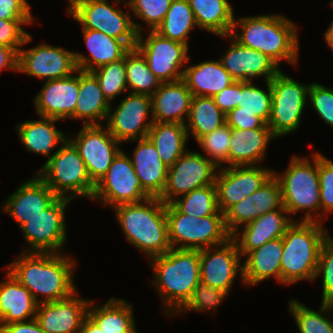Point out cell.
Instances as JSON below:
<instances>
[{
    "instance_id": "obj_1",
    "label": "cell",
    "mask_w": 333,
    "mask_h": 333,
    "mask_svg": "<svg viewBox=\"0 0 333 333\" xmlns=\"http://www.w3.org/2000/svg\"><path fill=\"white\" fill-rule=\"evenodd\" d=\"M65 254L22 252L6 270L30 291L37 303L62 300L78 291L73 281L77 263ZM41 294L44 297L39 299Z\"/></svg>"
},
{
    "instance_id": "obj_2",
    "label": "cell",
    "mask_w": 333,
    "mask_h": 333,
    "mask_svg": "<svg viewBox=\"0 0 333 333\" xmlns=\"http://www.w3.org/2000/svg\"><path fill=\"white\" fill-rule=\"evenodd\" d=\"M241 28L239 34L237 28ZM298 29L283 15H256L235 19L230 35L241 45L260 51L279 67L281 61L297 65L299 57Z\"/></svg>"
},
{
    "instance_id": "obj_3",
    "label": "cell",
    "mask_w": 333,
    "mask_h": 333,
    "mask_svg": "<svg viewBox=\"0 0 333 333\" xmlns=\"http://www.w3.org/2000/svg\"><path fill=\"white\" fill-rule=\"evenodd\" d=\"M148 261L155 276L152 284L161 297L164 313L174 317L200 282V250L171 248Z\"/></svg>"
},
{
    "instance_id": "obj_4",
    "label": "cell",
    "mask_w": 333,
    "mask_h": 333,
    "mask_svg": "<svg viewBox=\"0 0 333 333\" xmlns=\"http://www.w3.org/2000/svg\"><path fill=\"white\" fill-rule=\"evenodd\" d=\"M126 240L140 249L147 259L171 249L166 219V204L158 197L113 208Z\"/></svg>"
},
{
    "instance_id": "obj_5",
    "label": "cell",
    "mask_w": 333,
    "mask_h": 333,
    "mask_svg": "<svg viewBox=\"0 0 333 333\" xmlns=\"http://www.w3.org/2000/svg\"><path fill=\"white\" fill-rule=\"evenodd\" d=\"M330 235L321 222L294 221L283 235L281 285L315 281L324 240Z\"/></svg>"
},
{
    "instance_id": "obj_6",
    "label": "cell",
    "mask_w": 333,
    "mask_h": 333,
    "mask_svg": "<svg viewBox=\"0 0 333 333\" xmlns=\"http://www.w3.org/2000/svg\"><path fill=\"white\" fill-rule=\"evenodd\" d=\"M274 176L280 182L283 206L289 215L304 211L301 221H321L318 152L314 151L311 159L293 155L288 168L282 174L274 170Z\"/></svg>"
},
{
    "instance_id": "obj_7",
    "label": "cell",
    "mask_w": 333,
    "mask_h": 333,
    "mask_svg": "<svg viewBox=\"0 0 333 333\" xmlns=\"http://www.w3.org/2000/svg\"><path fill=\"white\" fill-rule=\"evenodd\" d=\"M126 0H124V3ZM69 0L66 12L79 22L82 28L98 30L124 41L131 49L137 44L138 34L143 32V24L135 22L132 16L117 6L122 0Z\"/></svg>"
},
{
    "instance_id": "obj_8",
    "label": "cell",
    "mask_w": 333,
    "mask_h": 333,
    "mask_svg": "<svg viewBox=\"0 0 333 333\" xmlns=\"http://www.w3.org/2000/svg\"><path fill=\"white\" fill-rule=\"evenodd\" d=\"M35 173L58 197L73 200L83 196L92 199L95 184L91 181L79 152L68 139Z\"/></svg>"
},
{
    "instance_id": "obj_9",
    "label": "cell",
    "mask_w": 333,
    "mask_h": 333,
    "mask_svg": "<svg viewBox=\"0 0 333 333\" xmlns=\"http://www.w3.org/2000/svg\"><path fill=\"white\" fill-rule=\"evenodd\" d=\"M166 219L171 248L202 250L222 245L231 238L224 215L197 218L181 213L169 203L166 204Z\"/></svg>"
},
{
    "instance_id": "obj_10",
    "label": "cell",
    "mask_w": 333,
    "mask_h": 333,
    "mask_svg": "<svg viewBox=\"0 0 333 333\" xmlns=\"http://www.w3.org/2000/svg\"><path fill=\"white\" fill-rule=\"evenodd\" d=\"M271 116L267 123L278 138L299 129L310 84H302L280 70L271 80Z\"/></svg>"
},
{
    "instance_id": "obj_11",
    "label": "cell",
    "mask_w": 333,
    "mask_h": 333,
    "mask_svg": "<svg viewBox=\"0 0 333 333\" xmlns=\"http://www.w3.org/2000/svg\"><path fill=\"white\" fill-rule=\"evenodd\" d=\"M150 197L140 184L131 158L121 150L106 174L95 185L91 200L114 208L122 204L138 203Z\"/></svg>"
},
{
    "instance_id": "obj_12",
    "label": "cell",
    "mask_w": 333,
    "mask_h": 333,
    "mask_svg": "<svg viewBox=\"0 0 333 333\" xmlns=\"http://www.w3.org/2000/svg\"><path fill=\"white\" fill-rule=\"evenodd\" d=\"M72 199L58 197L39 215L29 219L20 229L29 244L23 252L63 253L66 245L67 226L65 209Z\"/></svg>"
},
{
    "instance_id": "obj_13",
    "label": "cell",
    "mask_w": 333,
    "mask_h": 333,
    "mask_svg": "<svg viewBox=\"0 0 333 333\" xmlns=\"http://www.w3.org/2000/svg\"><path fill=\"white\" fill-rule=\"evenodd\" d=\"M148 32L147 38L142 36V32L138 34L135 48L145 57L149 69L161 83L183 79L184 66L190 61L189 48L161 36L155 30Z\"/></svg>"
},
{
    "instance_id": "obj_14",
    "label": "cell",
    "mask_w": 333,
    "mask_h": 333,
    "mask_svg": "<svg viewBox=\"0 0 333 333\" xmlns=\"http://www.w3.org/2000/svg\"><path fill=\"white\" fill-rule=\"evenodd\" d=\"M218 169L203 154L187 150L169 167L164 191L158 198L169 204L194 189L214 184Z\"/></svg>"
},
{
    "instance_id": "obj_15",
    "label": "cell",
    "mask_w": 333,
    "mask_h": 333,
    "mask_svg": "<svg viewBox=\"0 0 333 333\" xmlns=\"http://www.w3.org/2000/svg\"><path fill=\"white\" fill-rule=\"evenodd\" d=\"M152 116L151 96L129 92L115 109L110 105L106 127L120 144L130 142L148 136Z\"/></svg>"
},
{
    "instance_id": "obj_16",
    "label": "cell",
    "mask_w": 333,
    "mask_h": 333,
    "mask_svg": "<svg viewBox=\"0 0 333 333\" xmlns=\"http://www.w3.org/2000/svg\"><path fill=\"white\" fill-rule=\"evenodd\" d=\"M85 162L91 181L96 185L106 174L116 155L119 142L103 125L84 126L74 138L68 139Z\"/></svg>"
},
{
    "instance_id": "obj_17",
    "label": "cell",
    "mask_w": 333,
    "mask_h": 333,
    "mask_svg": "<svg viewBox=\"0 0 333 333\" xmlns=\"http://www.w3.org/2000/svg\"><path fill=\"white\" fill-rule=\"evenodd\" d=\"M75 51L40 43L30 48H20L18 53V72L45 81L65 78L77 73Z\"/></svg>"
},
{
    "instance_id": "obj_18",
    "label": "cell",
    "mask_w": 333,
    "mask_h": 333,
    "mask_svg": "<svg viewBox=\"0 0 333 333\" xmlns=\"http://www.w3.org/2000/svg\"><path fill=\"white\" fill-rule=\"evenodd\" d=\"M215 179L219 211L225 213L231 206L262 187L274 174L270 168L256 166L219 167Z\"/></svg>"
},
{
    "instance_id": "obj_19",
    "label": "cell",
    "mask_w": 333,
    "mask_h": 333,
    "mask_svg": "<svg viewBox=\"0 0 333 333\" xmlns=\"http://www.w3.org/2000/svg\"><path fill=\"white\" fill-rule=\"evenodd\" d=\"M241 258L232 238L216 248L214 246L200 250V281L229 295L238 273L242 284L244 283Z\"/></svg>"
},
{
    "instance_id": "obj_20",
    "label": "cell",
    "mask_w": 333,
    "mask_h": 333,
    "mask_svg": "<svg viewBox=\"0 0 333 333\" xmlns=\"http://www.w3.org/2000/svg\"><path fill=\"white\" fill-rule=\"evenodd\" d=\"M219 37L231 40L219 60L234 81L247 82L263 76L265 81H270L281 70L267 55L241 45L230 34Z\"/></svg>"
},
{
    "instance_id": "obj_21",
    "label": "cell",
    "mask_w": 333,
    "mask_h": 333,
    "mask_svg": "<svg viewBox=\"0 0 333 333\" xmlns=\"http://www.w3.org/2000/svg\"><path fill=\"white\" fill-rule=\"evenodd\" d=\"M282 207L281 185L273 174L257 191L234 204L224 213L226 229L232 235L240 230L241 226Z\"/></svg>"
},
{
    "instance_id": "obj_22",
    "label": "cell",
    "mask_w": 333,
    "mask_h": 333,
    "mask_svg": "<svg viewBox=\"0 0 333 333\" xmlns=\"http://www.w3.org/2000/svg\"><path fill=\"white\" fill-rule=\"evenodd\" d=\"M77 291L68 298L38 303L35 319L44 333H78L88 316L90 300L77 297Z\"/></svg>"
},
{
    "instance_id": "obj_23",
    "label": "cell",
    "mask_w": 333,
    "mask_h": 333,
    "mask_svg": "<svg viewBox=\"0 0 333 333\" xmlns=\"http://www.w3.org/2000/svg\"><path fill=\"white\" fill-rule=\"evenodd\" d=\"M34 99L38 116L73 120L79 93V69L77 74L45 81Z\"/></svg>"
},
{
    "instance_id": "obj_24",
    "label": "cell",
    "mask_w": 333,
    "mask_h": 333,
    "mask_svg": "<svg viewBox=\"0 0 333 333\" xmlns=\"http://www.w3.org/2000/svg\"><path fill=\"white\" fill-rule=\"evenodd\" d=\"M58 196L35 173L17 188L1 205L2 211L10 215L20 226L48 208Z\"/></svg>"
},
{
    "instance_id": "obj_25",
    "label": "cell",
    "mask_w": 333,
    "mask_h": 333,
    "mask_svg": "<svg viewBox=\"0 0 333 333\" xmlns=\"http://www.w3.org/2000/svg\"><path fill=\"white\" fill-rule=\"evenodd\" d=\"M289 216L287 209L283 206L243 225L241 232L239 230L234 232L231 238L236 242L241 256L245 257L264 243L283 237L287 228L294 222V219Z\"/></svg>"
},
{
    "instance_id": "obj_26",
    "label": "cell",
    "mask_w": 333,
    "mask_h": 333,
    "mask_svg": "<svg viewBox=\"0 0 333 333\" xmlns=\"http://www.w3.org/2000/svg\"><path fill=\"white\" fill-rule=\"evenodd\" d=\"M192 93L183 79L161 83L151 95L154 122L186 123Z\"/></svg>"
},
{
    "instance_id": "obj_27",
    "label": "cell",
    "mask_w": 333,
    "mask_h": 333,
    "mask_svg": "<svg viewBox=\"0 0 333 333\" xmlns=\"http://www.w3.org/2000/svg\"><path fill=\"white\" fill-rule=\"evenodd\" d=\"M130 142H137L130 158L142 188L151 197H159L164 191L169 168L148 137Z\"/></svg>"
},
{
    "instance_id": "obj_28",
    "label": "cell",
    "mask_w": 333,
    "mask_h": 333,
    "mask_svg": "<svg viewBox=\"0 0 333 333\" xmlns=\"http://www.w3.org/2000/svg\"><path fill=\"white\" fill-rule=\"evenodd\" d=\"M82 36L90 57L74 52L78 69L91 72L101 66L125 57L131 48L122 40L110 37L98 30L82 28Z\"/></svg>"
},
{
    "instance_id": "obj_29",
    "label": "cell",
    "mask_w": 333,
    "mask_h": 333,
    "mask_svg": "<svg viewBox=\"0 0 333 333\" xmlns=\"http://www.w3.org/2000/svg\"><path fill=\"white\" fill-rule=\"evenodd\" d=\"M275 138L270 128L232 129L229 167L256 166L265 159L267 146Z\"/></svg>"
},
{
    "instance_id": "obj_30",
    "label": "cell",
    "mask_w": 333,
    "mask_h": 333,
    "mask_svg": "<svg viewBox=\"0 0 333 333\" xmlns=\"http://www.w3.org/2000/svg\"><path fill=\"white\" fill-rule=\"evenodd\" d=\"M282 237L268 241L250 251L243 262V282L253 286L273 277L281 284Z\"/></svg>"
},
{
    "instance_id": "obj_31",
    "label": "cell",
    "mask_w": 333,
    "mask_h": 333,
    "mask_svg": "<svg viewBox=\"0 0 333 333\" xmlns=\"http://www.w3.org/2000/svg\"><path fill=\"white\" fill-rule=\"evenodd\" d=\"M6 280L0 281V325L25 322L35 318L38 303L30 291L6 270Z\"/></svg>"
},
{
    "instance_id": "obj_32",
    "label": "cell",
    "mask_w": 333,
    "mask_h": 333,
    "mask_svg": "<svg viewBox=\"0 0 333 333\" xmlns=\"http://www.w3.org/2000/svg\"><path fill=\"white\" fill-rule=\"evenodd\" d=\"M110 105L95 75L79 69V93L73 119L83 120L84 126L103 125L101 121L107 120Z\"/></svg>"
},
{
    "instance_id": "obj_33",
    "label": "cell",
    "mask_w": 333,
    "mask_h": 333,
    "mask_svg": "<svg viewBox=\"0 0 333 333\" xmlns=\"http://www.w3.org/2000/svg\"><path fill=\"white\" fill-rule=\"evenodd\" d=\"M39 118L17 124L16 130L27 151L48 156L49 159L55 154L51 153L52 150L63 144L67 137L55 127V123L60 120L43 116Z\"/></svg>"
},
{
    "instance_id": "obj_34",
    "label": "cell",
    "mask_w": 333,
    "mask_h": 333,
    "mask_svg": "<svg viewBox=\"0 0 333 333\" xmlns=\"http://www.w3.org/2000/svg\"><path fill=\"white\" fill-rule=\"evenodd\" d=\"M183 80L192 96L204 97H213L234 82L219 59L187 65Z\"/></svg>"
},
{
    "instance_id": "obj_35",
    "label": "cell",
    "mask_w": 333,
    "mask_h": 333,
    "mask_svg": "<svg viewBox=\"0 0 333 333\" xmlns=\"http://www.w3.org/2000/svg\"><path fill=\"white\" fill-rule=\"evenodd\" d=\"M90 300L88 316L99 326L103 333H127L137 331L133 306L123 299L110 298L98 306Z\"/></svg>"
},
{
    "instance_id": "obj_36",
    "label": "cell",
    "mask_w": 333,
    "mask_h": 333,
    "mask_svg": "<svg viewBox=\"0 0 333 333\" xmlns=\"http://www.w3.org/2000/svg\"><path fill=\"white\" fill-rule=\"evenodd\" d=\"M198 28L217 36L229 35L234 9L228 0H188Z\"/></svg>"
},
{
    "instance_id": "obj_37",
    "label": "cell",
    "mask_w": 333,
    "mask_h": 333,
    "mask_svg": "<svg viewBox=\"0 0 333 333\" xmlns=\"http://www.w3.org/2000/svg\"><path fill=\"white\" fill-rule=\"evenodd\" d=\"M147 137L155 145L159 157L168 168L188 150V134L184 124L153 122Z\"/></svg>"
},
{
    "instance_id": "obj_38",
    "label": "cell",
    "mask_w": 333,
    "mask_h": 333,
    "mask_svg": "<svg viewBox=\"0 0 333 333\" xmlns=\"http://www.w3.org/2000/svg\"><path fill=\"white\" fill-rule=\"evenodd\" d=\"M225 123V114L215 104L213 97H192L188 119L185 123L188 138L192 135L197 141L203 135L216 130Z\"/></svg>"
},
{
    "instance_id": "obj_39",
    "label": "cell",
    "mask_w": 333,
    "mask_h": 333,
    "mask_svg": "<svg viewBox=\"0 0 333 333\" xmlns=\"http://www.w3.org/2000/svg\"><path fill=\"white\" fill-rule=\"evenodd\" d=\"M195 27L193 10L188 0H173L162 23L155 29L161 36L185 44L188 48V36Z\"/></svg>"
},
{
    "instance_id": "obj_40",
    "label": "cell",
    "mask_w": 333,
    "mask_h": 333,
    "mask_svg": "<svg viewBox=\"0 0 333 333\" xmlns=\"http://www.w3.org/2000/svg\"><path fill=\"white\" fill-rule=\"evenodd\" d=\"M288 304L299 333H333V303L321 301L319 311L306 307L297 299H290Z\"/></svg>"
},
{
    "instance_id": "obj_41",
    "label": "cell",
    "mask_w": 333,
    "mask_h": 333,
    "mask_svg": "<svg viewBox=\"0 0 333 333\" xmlns=\"http://www.w3.org/2000/svg\"><path fill=\"white\" fill-rule=\"evenodd\" d=\"M125 67L130 93L151 96L160 87V80L149 69L145 57L136 48L125 55Z\"/></svg>"
},
{
    "instance_id": "obj_42",
    "label": "cell",
    "mask_w": 333,
    "mask_h": 333,
    "mask_svg": "<svg viewBox=\"0 0 333 333\" xmlns=\"http://www.w3.org/2000/svg\"><path fill=\"white\" fill-rule=\"evenodd\" d=\"M172 204L181 212L197 218L210 215H224L217 204L215 184L203 186L178 197Z\"/></svg>"
},
{
    "instance_id": "obj_43",
    "label": "cell",
    "mask_w": 333,
    "mask_h": 333,
    "mask_svg": "<svg viewBox=\"0 0 333 333\" xmlns=\"http://www.w3.org/2000/svg\"><path fill=\"white\" fill-rule=\"evenodd\" d=\"M266 91L253 85V81L239 82L240 111L252 112L268 123L271 116L272 90L270 81H265Z\"/></svg>"
},
{
    "instance_id": "obj_44",
    "label": "cell",
    "mask_w": 333,
    "mask_h": 333,
    "mask_svg": "<svg viewBox=\"0 0 333 333\" xmlns=\"http://www.w3.org/2000/svg\"><path fill=\"white\" fill-rule=\"evenodd\" d=\"M97 78L104 97L110 103L128 90L125 57L91 71Z\"/></svg>"
},
{
    "instance_id": "obj_45",
    "label": "cell",
    "mask_w": 333,
    "mask_h": 333,
    "mask_svg": "<svg viewBox=\"0 0 333 333\" xmlns=\"http://www.w3.org/2000/svg\"><path fill=\"white\" fill-rule=\"evenodd\" d=\"M232 128L226 123L216 130L200 137L196 142L205 152V157L218 167H229V146Z\"/></svg>"
},
{
    "instance_id": "obj_46",
    "label": "cell",
    "mask_w": 333,
    "mask_h": 333,
    "mask_svg": "<svg viewBox=\"0 0 333 333\" xmlns=\"http://www.w3.org/2000/svg\"><path fill=\"white\" fill-rule=\"evenodd\" d=\"M227 296L226 292L200 281L193 290L190 299L175 315H182L187 311L214 312Z\"/></svg>"
},
{
    "instance_id": "obj_47",
    "label": "cell",
    "mask_w": 333,
    "mask_h": 333,
    "mask_svg": "<svg viewBox=\"0 0 333 333\" xmlns=\"http://www.w3.org/2000/svg\"><path fill=\"white\" fill-rule=\"evenodd\" d=\"M127 8L141 19L149 30H155L163 21L173 0H127Z\"/></svg>"
},
{
    "instance_id": "obj_48",
    "label": "cell",
    "mask_w": 333,
    "mask_h": 333,
    "mask_svg": "<svg viewBox=\"0 0 333 333\" xmlns=\"http://www.w3.org/2000/svg\"><path fill=\"white\" fill-rule=\"evenodd\" d=\"M321 276L322 302L333 303V238L329 235L320 249L315 280Z\"/></svg>"
},
{
    "instance_id": "obj_49",
    "label": "cell",
    "mask_w": 333,
    "mask_h": 333,
    "mask_svg": "<svg viewBox=\"0 0 333 333\" xmlns=\"http://www.w3.org/2000/svg\"><path fill=\"white\" fill-rule=\"evenodd\" d=\"M318 176L320 185L321 223L326 213L333 211V161L318 152Z\"/></svg>"
},
{
    "instance_id": "obj_50",
    "label": "cell",
    "mask_w": 333,
    "mask_h": 333,
    "mask_svg": "<svg viewBox=\"0 0 333 333\" xmlns=\"http://www.w3.org/2000/svg\"><path fill=\"white\" fill-rule=\"evenodd\" d=\"M33 21L0 19V45L11 47L19 53L22 46L32 41V35L24 30L23 25H30Z\"/></svg>"
},
{
    "instance_id": "obj_51",
    "label": "cell",
    "mask_w": 333,
    "mask_h": 333,
    "mask_svg": "<svg viewBox=\"0 0 333 333\" xmlns=\"http://www.w3.org/2000/svg\"><path fill=\"white\" fill-rule=\"evenodd\" d=\"M308 99L318 116L333 127V88L313 82L310 84Z\"/></svg>"
},
{
    "instance_id": "obj_52",
    "label": "cell",
    "mask_w": 333,
    "mask_h": 333,
    "mask_svg": "<svg viewBox=\"0 0 333 333\" xmlns=\"http://www.w3.org/2000/svg\"><path fill=\"white\" fill-rule=\"evenodd\" d=\"M225 120L232 129L270 128L262 118L252 112L240 111L239 107L225 115Z\"/></svg>"
},
{
    "instance_id": "obj_53",
    "label": "cell",
    "mask_w": 333,
    "mask_h": 333,
    "mask_svg": "<svg viewBox=\"0 0 333 333\" xmlns=\"http://www.w3.org/2000/svg\"><path fill=\"white\" fill-rule=\"evenodd\" d=\"M27 0H0V19L34 20Z\"/></svg>"
},
{
    "instance_id": "obj_54",
    "label": "cell",
    "mask_w": 333,
    "mask_h": 333,
    "mask_svg": "<svg viewBox=\"0 0 333 333\" xmlns=\"http://www.w3.org/2000/svg\"><path fill=\"white\" fill-rule=\"evenodd\" d=\"M213 98L218 108L227 115L239 104V82L234 81Z\"/></svg>"
},
{
    "instance_id": "obj_55",
    "label": "cell",
    "mask_w": 333,
    "mask_h": 333,
    "mask_svg": "<svg viewBox=\"0 0 333 333\" xmlns=\"http://www.w3.org/2000/svg\"><path fill=\"white\" fill-rule=\"evenodd\" d=\"M0 333H44V331L34 318L30 321L0 325Z\"/></svg>"
},
{
    "instance_id": "obj_56",
    "label": "cell",
    "mask_w": 333,
    "mask_h": 333,
    "mask_svg": "<svg viewBox=\"0 0 333 333\" xmlns=\"http://www.w3.org/2000/svg\"><path fill=\"white\" fill-rule=\"evenodd\" d=\"M4 69L18 72V53L11 47L0 45V72Z\"/></svg>"
},
{
    "instance_id": "obj_57",
    "label": "cell",
    "mask_w": 333,
    "mask_h": 333,
    "mask_svg": "<svg viewBox=\"0 0 333 333\" xmlns=\"http://www.w3.org/2000/svg\"><path fill=\"white\" fill-rule=\"evenodd\" d=\"M78 333H103V331L89 316H87Z\"/></svg>"
},
{
    "instance_id": "obj_58",
    "label": "cell",
    "mask_w": 333,
    "mask_h": 333,
    "mask_svg": "<svg viewBox=\"0 0 333 333\" xmlns=\"http://www.w3.org/2000/svg\"><path fill=\"white\" fill-rule=\"evenodd\" d=\"M324 40L328 45L329 49L333 51V20L327 28L326 32L324 33Z\"/></svg>"
},
{
    "instance_id": "obj_59",
    "label": "cell",
    "mask_w": 333,
    "mask_h": 333,
    "mask_svg": "<svg viewBox=\"0 0 333 333\" xmlns=\"http://www.w3.org/2000/svg\"><path fill=\"white\" fill-rule=\"evenodd\" d=\"M127 333H138L137 331H128Z\"/></svg>"
}]
</instances>
